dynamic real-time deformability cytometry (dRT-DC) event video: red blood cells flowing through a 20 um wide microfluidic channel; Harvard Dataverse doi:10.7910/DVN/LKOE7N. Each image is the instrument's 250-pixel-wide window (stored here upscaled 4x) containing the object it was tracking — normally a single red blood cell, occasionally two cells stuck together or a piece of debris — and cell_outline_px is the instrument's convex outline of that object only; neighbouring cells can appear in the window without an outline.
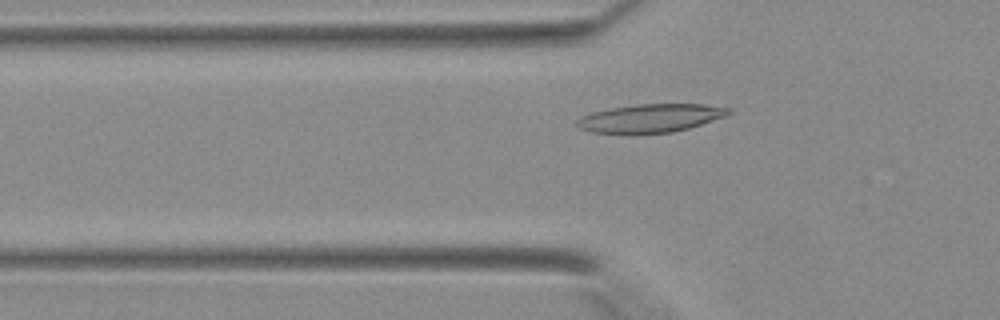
{"species": "Egyptian fruit bat (a non-hibernating species)", "species_latin": "Rousettus aegyptiacus", "temperature_condition": "warm", "stored_images_in_passage": 37, "camera_frame_rate_fps": 3000, "um_per_image_px": 0.085, "animal": {"sex": "female"}, "frame": {"image": 1, "passage_image": 10, "time_ms": 3.0, "image_size_px": [1000, 320], "cell_outline_px": [[732, 112], [728, 116], [688, 128], [672, 132], [592, 132], [580, 128], [576, 124], [576, 120], [580, 116], [592, 112], [612, 108], [636, 104], [704, 104], [732, 108]], "centroid_in_image_um": [55.35, 10.02], "position_along_channel_um": 70.4, "area_um2": 24.68}}
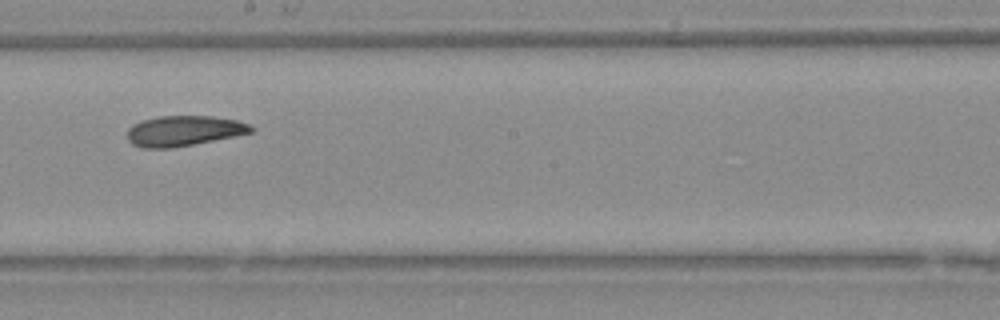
{"frame": {"image": 2, "passage_image": 20, "time_ms": 6.333, "image_size_px": [1000, 320], "cell_outline_px": [[256, 128], [252, 132], [236, 136], [172, 148], [144, 148], [132, 144], [128, 140], [128, 128], [132, 124], [140, 120], [160, 116], [212, 116], [236, 120], [248, 124]], "centroid_in_image_um": [15.61, 11.12], "position_along_channel_um": 232.6, "area_um2": 21.96}}
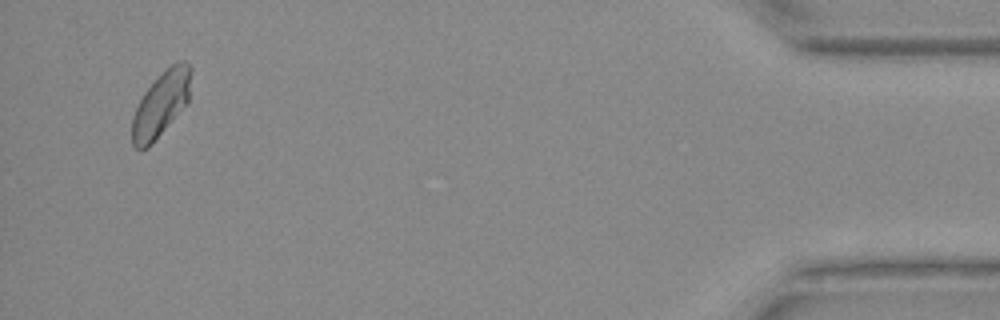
{"frame": {"image": 3, "passage_image": 36, "time_ms": 11.667, "image_size_px": [1000, 320], "cell_outline_px": [[192, 68], [188, 100], [152, 144], [148, 148], [140, 152], [132, 144], [132, 116], [144, 92], [176, 60], [188, 60]], "centroid_in_image_um": [13.68, 8.85], "position_along_channel_um": 421.5, "area_um2": 21.96}}